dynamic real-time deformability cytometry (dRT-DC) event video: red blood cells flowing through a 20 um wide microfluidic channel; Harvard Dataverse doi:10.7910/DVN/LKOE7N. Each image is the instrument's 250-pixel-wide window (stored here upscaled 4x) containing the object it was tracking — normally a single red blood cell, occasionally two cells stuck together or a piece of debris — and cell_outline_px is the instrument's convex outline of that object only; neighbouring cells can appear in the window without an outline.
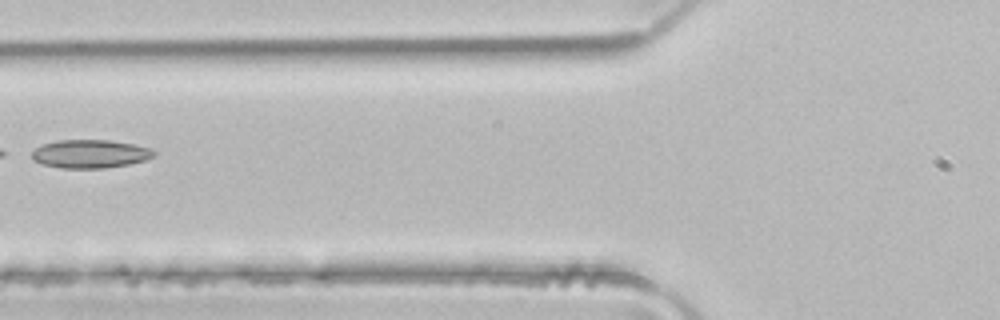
{"species": "common noctule bat (a hibernating species)", "species_latin": "Nyctalus noctula", "temperature_condition": "room temperature", "stored_images_in_passage": 4, "camera_frame_rate_fps": 3000, "um_per_image_px": 0.085, "animal": {"sex": "male", "body_mass_g": 21.5, "forearm_length_mm": 52.0}, "frame": {"image": 1, "passage_image": 4, "time_ms": 1.0, "image_size_px": [1000, 320], "cell_outline_px": [[156, 156], [144, 160], [128, 164], [104, 168], [60, 168], [44, 164], [36, 160], [32, 156], [32, 152], [36, 148], [44, 144], [60, 140], [112, 140], [136, 144], [152, 148], [156, 152]], "centroid_in_image_um": [7.74, 13.07], "position_along_channel_um": 118.1, "area_um2": 20.11}}